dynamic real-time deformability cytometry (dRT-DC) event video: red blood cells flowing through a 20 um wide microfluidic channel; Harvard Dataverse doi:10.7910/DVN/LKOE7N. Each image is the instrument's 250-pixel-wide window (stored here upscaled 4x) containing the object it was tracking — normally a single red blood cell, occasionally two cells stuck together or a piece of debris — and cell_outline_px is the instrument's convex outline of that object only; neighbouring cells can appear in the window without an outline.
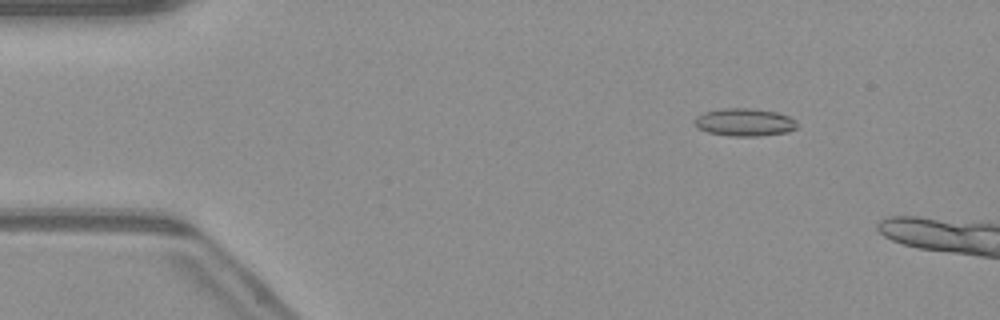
{"species": "common noctule bat (a hibernating species)", "species_latin": "Nyctalus noctula", "temperature_condition": "warm", "stored_images_in_passage": 47, "camera_frame_rate_fps": 3000, "um_per_image_px": 0.085, "animal": {"sex": "male", "body_mass_g": 23.1, "forearm_length_mm": 52.7}, "frame": {"image": 1, "passage_image": 8, "time_ms": 2.333, "image_size_px": [1000, 320], "cell_outline_px": [[796, 128], [788, 132], [760, 136], [728, 136], [708, 132], [700, 128], [692, 120], [696, 116], [704, 112], [720, 108], [748, 108], [776, 112], [788, 116], [796, 120]], "centroid_in_image_um": [63.27, 10.39], "position_along_channel_um": 21.7, "area_um2": 16.59}}
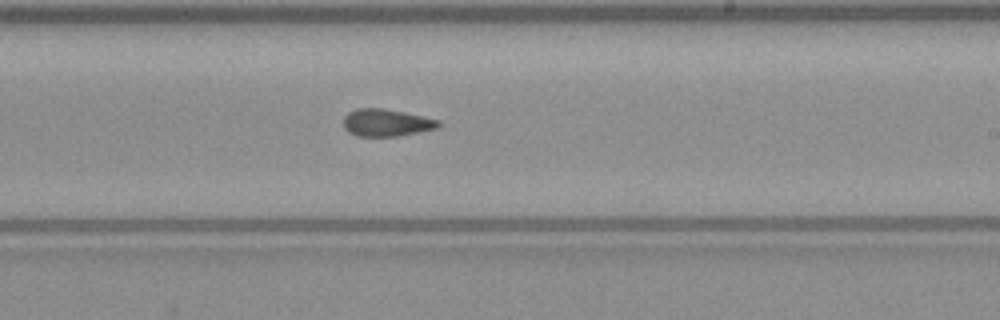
{"frame": {"image": 2, "passage_image": 31, "time_ms": 10.0, "image_size_px": [1000, 320], "cell_outline_px": [[440, 124], [436, 128], [396, 136], [356, 136], [348, 132], [344, 128], [344, 116], [348, 112], [356, 108], [384, 108], [404, 112], [440, 120]], "centroid_in_image_um": [32.79, 10.42], "position_along_channel_um": 256.2, "area_um2": 15.03}}
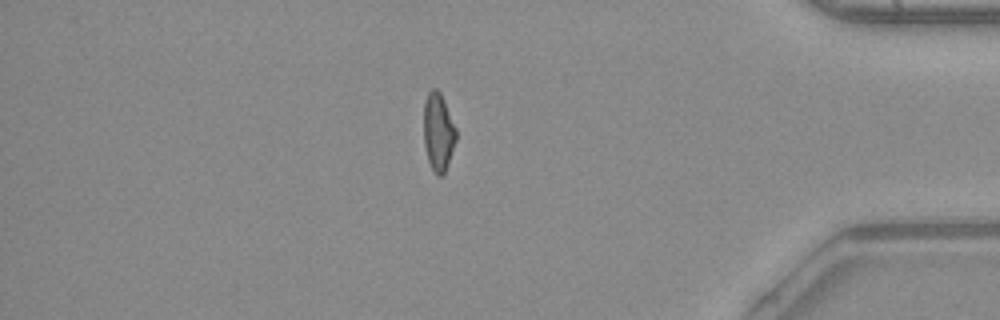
{"frame": {"image": 3, "passage_image": 44, "time_ms": 14.333, "image_size_px": [1000, 320], "cell_outline_px": [[456, 140], [444, 172], [440, 176], [436, 176], [428, 160], [424, 144], [424, 104], [428, 92], [432, 88], [436, 88], [440, 92], [444, 100], [456, 128]], "centroid_in_image_um": [37.24, 11.19], "position_along_channel_um": 398.0, "area_um2": 14.51}, "authors_computed_cell_mechanics": {"area_um2": 15.5482, "velocity_mm_per_s": 4.1328, "shape_relaxation_time_tau1_ms": null, "shape_relaxation_time_tau2_ms": 1.9351, "deformation_change_tau1": null, "deformation_change_tau2": 0.0815}}